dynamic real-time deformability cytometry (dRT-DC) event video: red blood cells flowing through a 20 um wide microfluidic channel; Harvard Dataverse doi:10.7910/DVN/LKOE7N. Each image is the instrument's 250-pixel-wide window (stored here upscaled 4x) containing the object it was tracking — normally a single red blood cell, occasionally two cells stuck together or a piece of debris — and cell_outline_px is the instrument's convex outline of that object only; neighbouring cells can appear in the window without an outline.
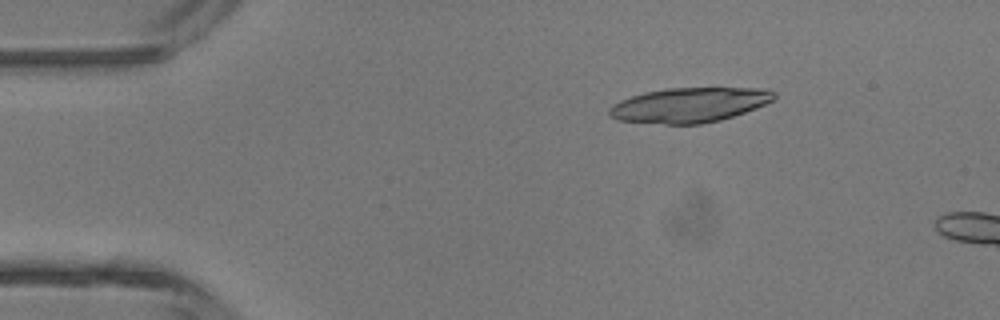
{"species": "common noctule bat (a hibernating species)", "species_latin": "Nyctalus noctula", "temperature_condition": "room temperature", "stored_images_in_passage": 4, "camera_frame_rate_fps": 3000, "um_per_image_px": 0.085, "animal": {"sex": "male", "body_mass_g": 13.3}, "frame": {"image": 1, "passage_image": 2, "time_ms": 0.333, "image_size_px": [1000, 320], "cell_outline_px": [[776, 96], [772, 100], [756, 108], [720, 120], [700, 124], [664, 124], [620, 120], [612, 116], [608, 112], [608, 108], [612, 104], [620, 100], [644, 92], [668, 88], [768, 88], [776, 92]], "centroid_in_image_um": [58.61, 8.91], "position_along_channel_um": 26.4, "area_um2": 33.29}}